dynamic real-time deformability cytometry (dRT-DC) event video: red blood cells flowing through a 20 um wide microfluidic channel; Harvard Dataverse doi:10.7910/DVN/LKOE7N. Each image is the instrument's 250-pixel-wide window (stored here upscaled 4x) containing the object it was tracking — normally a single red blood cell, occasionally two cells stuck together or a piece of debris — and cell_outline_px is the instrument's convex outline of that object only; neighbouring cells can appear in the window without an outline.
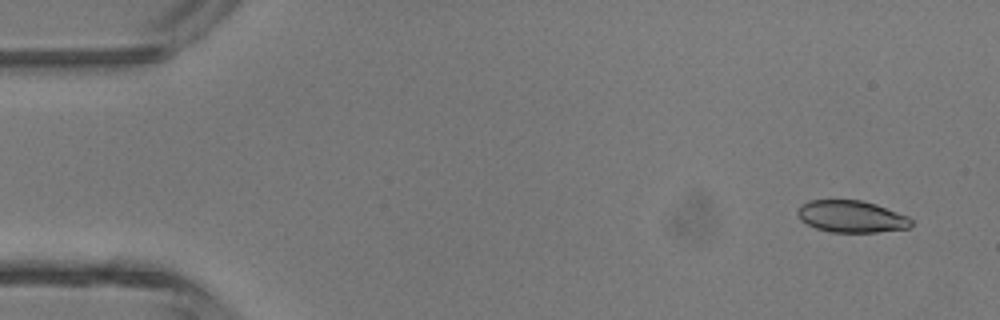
{"species": "common noctule bat (a hibernating species)", "species_latin": "Nyctalus noctula", "temperature_condition": "room temperature", "stored_images_in_passage": 4, "camera_frame_rate_fps": 3000, "um_per_image_px": 0.085, "animal": {"sex": "male", "body_mass_g": 13.3}, "frame": {"image": 1, "passage_image": 1, "time_ms": 0.0, "image_size_px": [1000, 320], "cell_outline_px": [[912, 224], [908, 228], [876, 232], [832, 232], [816, 228], [800, 220], [796, 212], [800, 204], [808, 200], [860, 200], [876, 204], [908, 216], [912, 220]], "centroid_in_image_um": [72.34, 18.39], "position_along_channel_um": 12.7, "area_um2": 21.15}}
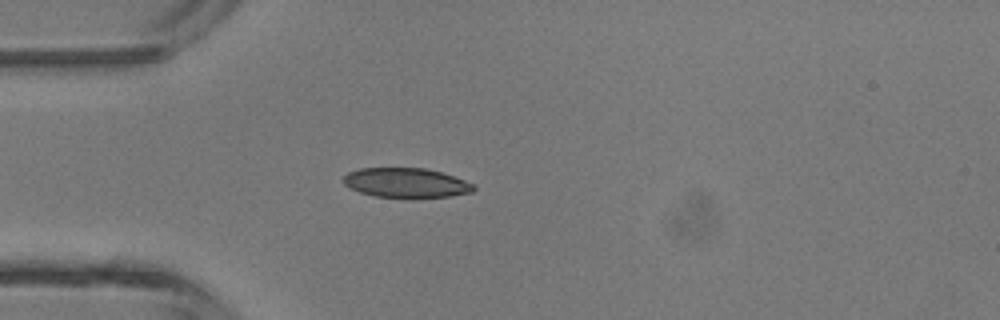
{"frame": {"image": 2, "passage_image": 4, "time_ms": 1.0, "image_size_px": [1000, 320], "cell_outline_px": [[476, 188], [472, 192], [448, 196], [412, 200], [372, 196], [360, 192], [344, 184], [344, 176], [348, 172], [360, 168], [424, 168], [440, 172], [464, 180], [472, 184]], "centroid_in_image_um": [34.51, 15.57], "position_along_channel_um": 50.5, "area_um2": 22.89}}